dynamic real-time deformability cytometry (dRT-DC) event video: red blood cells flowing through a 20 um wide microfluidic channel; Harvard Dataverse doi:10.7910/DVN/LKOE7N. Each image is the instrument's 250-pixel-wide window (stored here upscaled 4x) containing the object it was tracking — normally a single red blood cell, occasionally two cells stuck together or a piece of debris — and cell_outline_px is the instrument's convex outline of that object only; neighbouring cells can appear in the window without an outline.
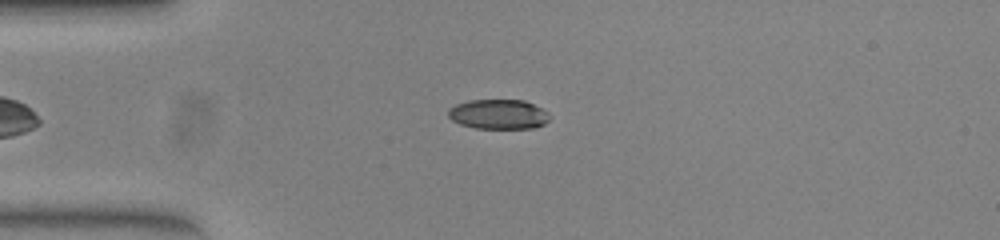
{"species": "common noctule bat (a hibernating species)", "species_latin": "Nyctalus noctula", "temperature_condition": "warm", "stored_images_in_passage": 43, "camera_frame_rate_fps": 3000, "um_per_image_px": 0.085, "animal": {"sex": "female", "body_mass_g": 23.0, "forearm_length_mm": 53.4}, "frame": {"image": 1, "passage_image": 4, "time_ms": 1.0, "image_size_px": [1000, 240], "cell_outline_px": [[552, 116], [544, 124], [532, 128], [476, 128], [460, 124], [452, 120], [448, 116], [448, 108], [456, 104], [468, 100], [524, 100], [548, 112]], "centroid_in_image_um": [42.36, 9.71], "position_along_channel_um": 42.6, "area_um2": 17.57}}
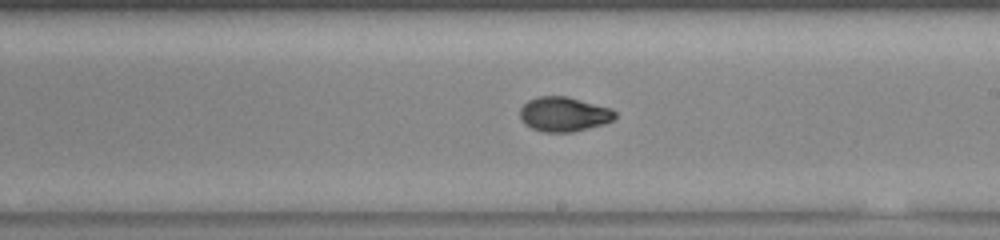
{"frame": {"image": 2, "passage_image": 21, "time_ms": 6.667, "image_size_px": [1000, 240], "cell_outline_px": [[616, 116], [612, 120], [604, 124], [572, 132], [544, 132], [532, 128], [524, 124], [520, 116], [520, 108], [528, 100], [540, 96], [568, 96], [612, 108], [616, 112]], "centroid_in_image_um": [47.94, 9.7], "position_along_channel_um": 241.1, "area_um2": 19.25}}
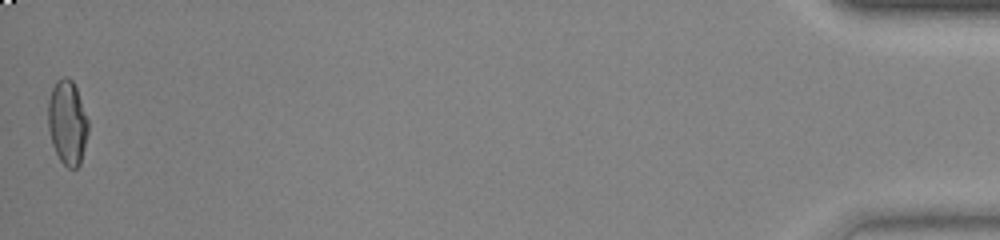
{"frame": {"image": 3, "passage_image": 43, "time_ms": 14.0, "image_size_px": [1000, 240], "cell_outline_px": [[88, 132], [80, 164], [76, 168], [68, 168], [60, 160], [52, 144], [48, 128], [48, 100], [52, 88], [56, 80], [64, 76], [68, 76], [72, 80], [76, 88], [88, 120]], "centroid_in_image_um": [5.71, 10.4], "position_along_channel_um": 429.5, "area_um2": 19.71}, "authors_computed_cell_mechanics": {"area_um2": 18.9584, "velocity_mm_per_s": 3.9126, "shape_relaxation_time_tau1_ms": 5.3413, "shape_relaxation_time_tau2_ms": 1.4105, "deformation_change_tau1": 0.2054, "deformation_change_tau2": 0.0329}}